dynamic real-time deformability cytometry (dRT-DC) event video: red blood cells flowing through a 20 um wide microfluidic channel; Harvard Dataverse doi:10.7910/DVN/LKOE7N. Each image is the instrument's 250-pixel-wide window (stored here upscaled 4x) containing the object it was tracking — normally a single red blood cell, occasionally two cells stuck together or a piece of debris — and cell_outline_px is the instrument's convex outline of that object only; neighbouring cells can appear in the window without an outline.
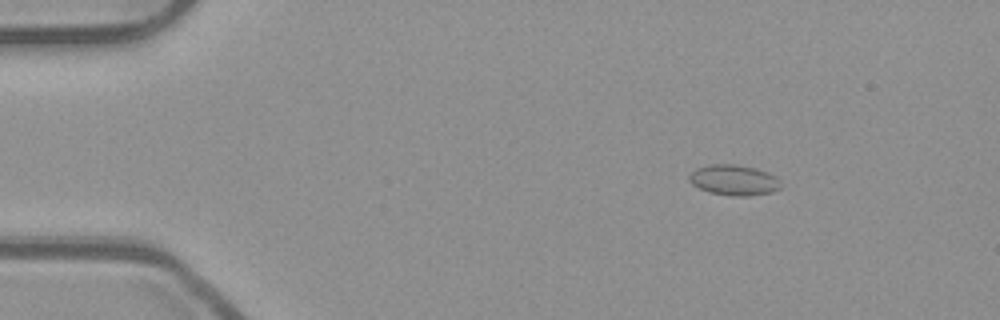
{"species": "common noctule bat (a hibernating species)", "species_latin": "Nyctalus noctula", "temperature_condition": "room temperature", "stored_images_in_passage": 55, "segment_of_instrument_passage": [1, 2], "camera_frame_rate_fps": 3000, "um_per_image_px": 0.085, "animal": {"sex": "male", "body_mass_g": 23.1, "forearm_length_mm": 52.7}, "frame": {"image": 1, "passage_image": 8, "time_ms": 2.333, "image_size_px": [1000, 320], "cell_outline_px": [[780, 188], [772, 192], [748, 196], [732, 196], [712, 192], [700, 188], [692, 184], [688, 180], [688, 176], [696, 168], [708, 164], [732, 164], [756, 168], [768, 172], [776, 176], [780, 180]], "centroid_in_image_um": [62.39, 15.3], "position_along_channel_um": 22.6, "area_um2": 16.3}}
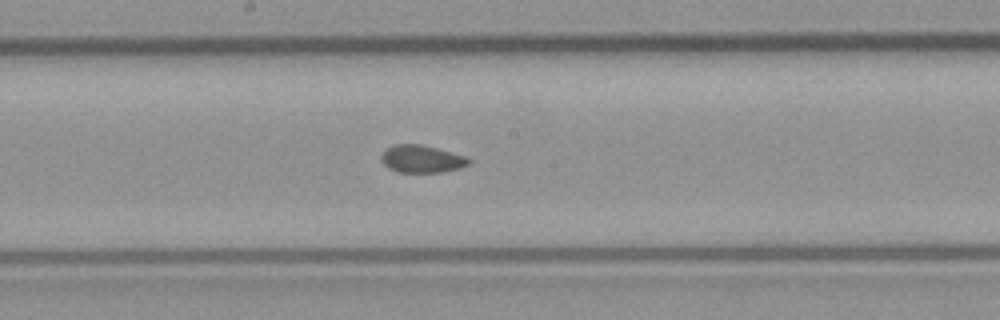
{"frame": {"image": 2, "passage_image": 29, "time_ms": 9.333, "image_size_px": [1000, 320], "cell_outline_px": [[472, 160], [468, 164], [460, 168], [440, 172], [400, 172], [388, 168], [380, 160], [380, 156], [388, 148], [396, 144], [420, 144], [436, 148], [464, 156]], "centroid_in_image_um": [35.83, 13.51], "position_along_channel_um": 212.4, "area_um2": 13.81}}
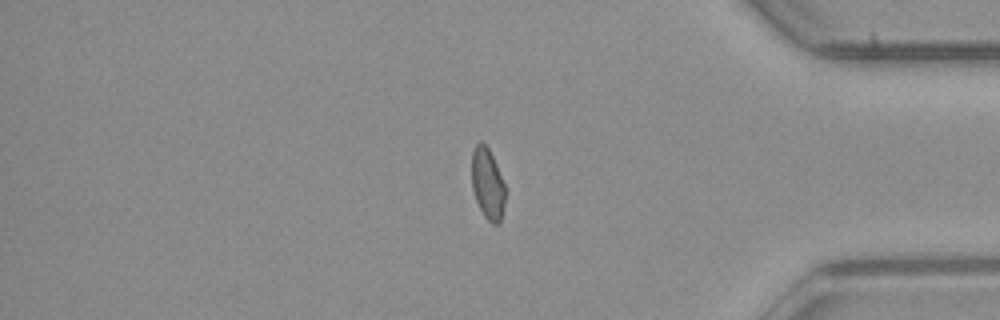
{"frame": {"image": 3, "passage_image": 45, "time_ms": 14.667, "image_size_px": [1000, 320], "cell_outline_px": [[504, 204], [500, 220], [496, 224], [492, 224], [484, 216], [476, 200], [472, 188], [472, 148], [480, 140], [488, 148], [496, 164], [504, 184]], "centroid_in_image_um": [41.42, 15.59], "position_along_channel_um": 393.8, "area_um2": 13.64}}